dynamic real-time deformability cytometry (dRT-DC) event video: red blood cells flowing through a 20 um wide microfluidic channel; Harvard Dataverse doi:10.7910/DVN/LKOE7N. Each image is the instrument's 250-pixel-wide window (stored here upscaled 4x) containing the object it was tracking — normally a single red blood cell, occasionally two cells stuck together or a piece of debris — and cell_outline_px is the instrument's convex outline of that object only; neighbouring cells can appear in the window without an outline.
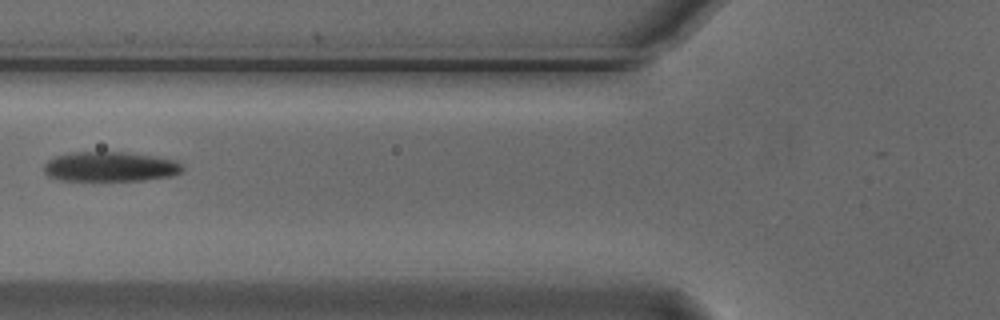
{"species": "Egyptian fruit bat (a non-hibernating species)", "species_latin": "Rousettus aegyptiacus", "temperature_condition": "cold", "stored_images_in_passage": 3, "camera_frame_rate_fps": 3000, "um_per_image_px": 0.085, "animal": {"sex": "male"}, "frame": {"image": 1, "passage_image": 2, "time_ms": 0.333, "image_size_px": [1000, 320], "cell_outline_px": [[184, 168], [180, 172], [172, 176], [144, 180], [60, 180], [48, 176], [44, 172], [44, 164], [48, 160], [56, 156], [68, 152], [124, 152], [152, 156], [176, 160]], "centroid_in_image_um": [9.34, 14.16], "position_along_channel_um": 116.5, "area_um2": 23.99}}
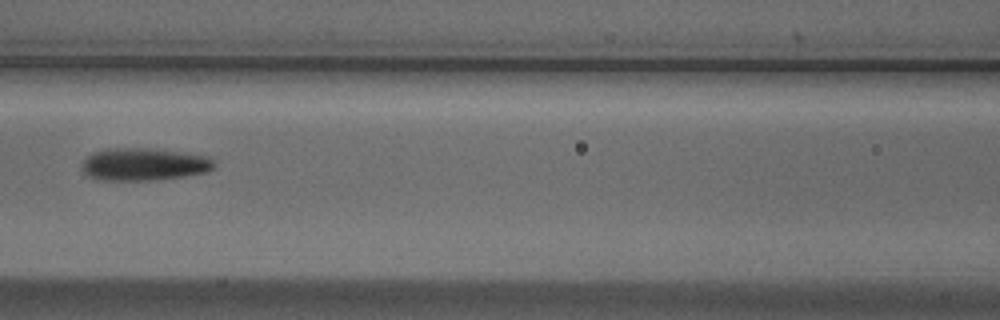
{"frame": {"image": 2, "passage_image": 3, "time_ms": 0.667, "image_size_px": [1000, 320], "cell_outline_px": [[216, 168], [208, 172], [184, 176], [156, 180], [96, 180], [84, 176], [80, 168], [80, 164], [92, 152], [108, 148], [152, 148], [208, 156], [216, 164]], "centroid_in_image_um": [12.19, 13.97], "position_along_channel_um": 154.4, "area_um2": 25.61}}